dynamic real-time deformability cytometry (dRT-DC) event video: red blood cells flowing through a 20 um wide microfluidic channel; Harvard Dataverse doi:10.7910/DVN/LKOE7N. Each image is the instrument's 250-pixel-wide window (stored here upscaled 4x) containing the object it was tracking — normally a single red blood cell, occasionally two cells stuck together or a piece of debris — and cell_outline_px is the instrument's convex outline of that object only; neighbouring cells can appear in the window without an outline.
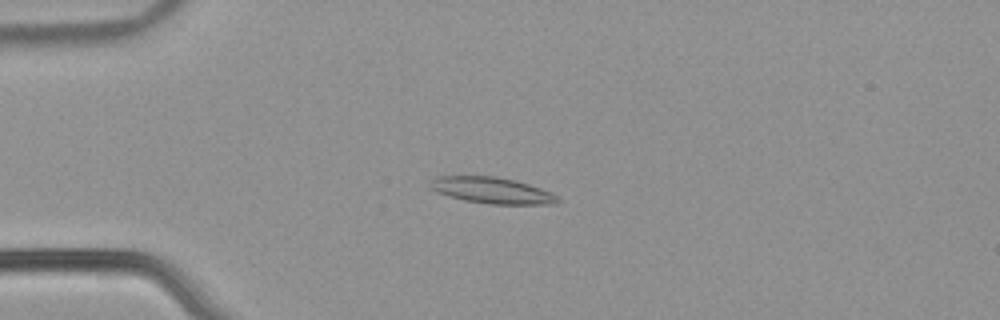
{"species": "common noctule bat (a hibernating species)", "species_latin": "Nyctalus noctula", "temperature_condition": "warm", "stored_images_in_passage": 54, "camera_frame_rate_fps": 3000, "um_per_image_px": 0.085, "animal": {"sex": "male", "body_mass_g": 21.5, "forearm_length_mm": 52.0}, "frame": {"image": 1, "passage_image": 15, "time_ms": 4.667, "image_size_px": [1000, 320], "cell_outline_px": [[564, 200], [556, 204], [488, 204], [464, 200], [448, 196], [436, 192], [428, 184], [436, 176], [496, 176], [528, 184], [552, 192]], "centroid_in_image_um": [41.85, 16.19], "position_along_channel_um": 43.1, "area_um2": 19.59}}
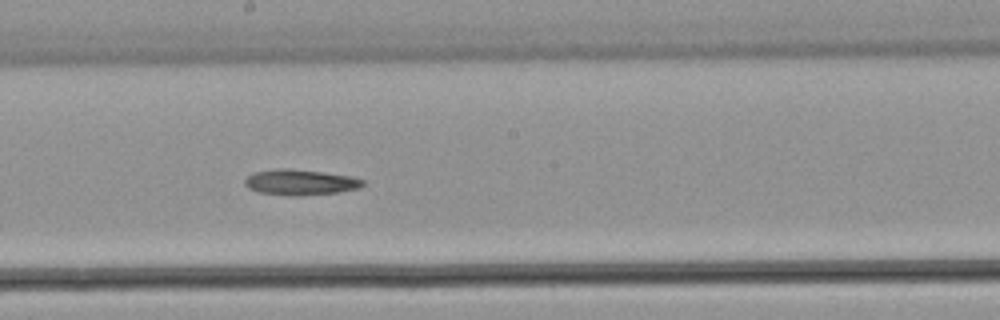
{"frame": {"image": 2, "passage_image": 31, "time_ms": 10.0, "image_size_px": [1000, 320], "cell_outline_px": [[364, 184], [360, 188], [336, 192], [300, 196], [296, 196], [260, 192], [248, 188], [244, 184], [244, 180], [252, 172], [276, 168], [288, 168], [324, 172], [352, 176], [364, 180]], "centroid_in_image_um": [25.52, 15.48], "position_along_channel_um": 222.7, "area_um2": 17.69}}
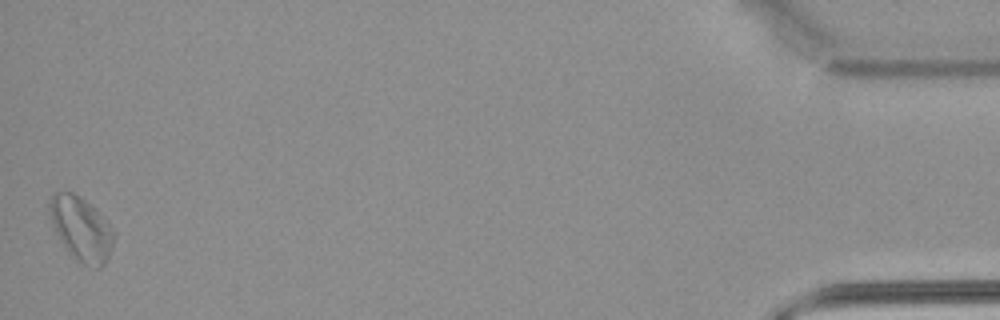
{"frame": {"image": 3, "passage_image": 54, "time_ms": 17.667, "image_size_px": [1000, 320], "cell_outline_px": [[116, 236], [108, 256], [104, 264], [100, 268], [92, 268], [84, 264], [72, 256], [68, 252], [60, 240], [56, 232], [48, 208], [48, 204], [52, 192], [72, 192], [84, 200], [112, 228]], "centroid_in_image_um": [6.89, 19.47], "position_along_channel_um": 428.3, "area_um2": 23.47}}